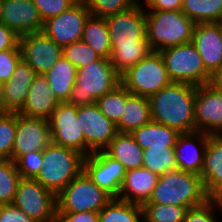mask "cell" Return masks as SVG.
Returning a JSON list of instances; mask_svg holds the SVG:
<instances>
[{"label":"cell","mask_w":222,"mask_h":222,"mask_svg":"<svg viewBox=\"0 0 222 222\" xmlns=\"http://www.w3.org/2000/svg\"><path fill=\"white\" fill-rule=\"evenodd\" d=\"M211 84L222 92V65L220 69L212 76Z\"/></svg>","instance_id":"obj_47"},{"label":"cell","mask_w":222,"mask_h":222,"mask_svg":"<svg viewBox=\"0 0 222 222\" xmlns=\"http://www.w3.org/2000/svg\"><path fill=\"white\" fill-rule=\"evenodd\" d=\"M213 199L217 203L219 212L222 214V191H220Z\"/></svg>","instance_id":"obj_49"},{"label":"cell","mask_w":222,"mask_h":222,"mask_svg":"<svg viewBox=\"0 0 222 222\" xmlns=\"http://www.w3.org/2000/svg\"><path fill=\"white\" fill-rule=\"evenodd\" d=\"M44 21L60 15L73 6L78 0H32Z\"/></svg>","instance_id":"obj_41"},{"label":"cell","mask_w":222,"mask_h":222,"mask_svg":"<svg viewBox=\"0 0 222 222\" xmlns=\"http://www.w3.org/2000/svg\"><path fill=\"white\" fill-rule=\"evenodd\" d=\"M216 23L219 25L220 30L222 32V13H221V16L219 17V19H218V21Z\"/></svg>","instance_id":"obj_50"},{"label":"cell","mask_w":222,"mask_h":222,"mask_svg":"<svg viewBox=\"0 0 222 222\" xmlns=\"http://www.w3.org/2000/svg\"><path fill=\"white\" fill-rule=\"evenodd\" d=\"M48 121L52 143L75 150L84 156L81 107H76L66 101L60 102Z\"/></svg>","instance_id":"obj_11"},{"label":"cell","mask_w":222,"mask_h":222,"mask_svg":"<svg viewBox=\"0 0 222 222\" xmlns=\"http://www.w3.org/2000/svg\"><path fill=\"white\" fill-rule=\"evenodd\" d=\"M112 198L82 171L57 195V213L99 212Z\"/></svg>","instance_id":"obj_9"},{"label":"cell","mask_w":222,"mask_h":222,"mask_svg":"<svg viewBox=\"0 0 222 222\" xmlns=\"http://www.w3.org/2000/svg\"><path fill=\"white\" fill-rule=\"evenodd\" d=\"M13 204L36 222H56L57 196L35 178L21 177Z\"/></svg>","instance_id":"obj_10"},{"label":"cell","mask_w":222,"mask_h":222,"mask_svg":"<svg viewBox=\"0 0 222 222\" xmlns=\"http://www.w3.org/2000/svg\"><path fill=\"white\" fill-rule=\"evenodd\" d=\"M143 168L158 176L178 169L174 147H150L143 150Z\"/></svg>","instance_id":"obj_32"},{"label":"cell","mask_w":222,"mask_h":222,"mask_svg":"<svg viewBox=\"0 0 222 222\" xmlns=\"http://www.w3.org/2000/svg\"><path fill=\"white\" fill-rule=\"evenodd\" d=\"M20 36L0 22V51L20 49Z\"/></svg>","instance_id":"obj_44"},{"label":"cell","mask_w":222,"mask_h":222,"mask_svg":"<svg viewBox=\"0 0 222 222\" xmlns=\"http://www.w3.org/2000/svg\"><path fill=\"white\" fill-rule=\"evenodd\" d=\"M56 222H99L98 212L57 213Z\"/></svg>","instance_id":"obj_46"},{"label":"cell","mask_w":222,"mask_h":222,"mask_svg":"<svg viewBox=\"0 0 222 222\" xmlns=\"http://www.w3.org/2000/svg\"><path fill=\"white\" fill-rule=\"evenodd\" d=\"M196 88L192 84L172 82L151 95L148 99L152 121L179 133L195 131Z\"/></svg>","instance_id":"obj_2"},{"label":"cell","mask_w":222,"mask_h":222,"mask_svg":"<svg viewBox=\"0 0 222 222\" xmlns=\"http://www.w3.org/2000/svg\"><path fill=\"white\" fill-rule=\"evenodd\" d=\"M0 222H36L13 203L0 205Z\"/></svg>","instance_id":"obj_43"},{"label":"cell","mask_w":222,"mask_h":222,"mask_svg":"<svg viewBox=\"0 0 222 222\" xmlns=\"http://www.w3.org/2000/svg\"><path fill=\"white\" fill-rule=\"evenodd\" d=\"M20 49L0 51V82L6 83L21 61Z\"/></svg>","instance_id":"obj_42"},{"label":"cell","mask_w":222,"mask_h":222,"mask_svg":"<svg viewBox=\"0 0 222 222\" xmlns=\"http://www.w3.org/2000/svg\"><path fill=\"white\" fill-rule=\"evenodd\" d=\"M63 57L74 64L77 69L102 58L82 40L63 46Z\"/></svg>","instance_id":"obj_36"},{"label":"cell","mask_w":222,"mask_h":222,"mask_svg":"<svg viewBox=\"0 0 222 222\" xmlns=\"http://www.w3.org/2000/svg\"><path fill=\"white\" fill-rule=\"evenodd\" d=\"M16 128L17 112L0 116V159L11 160Z\"/></svg>","instance_id":"obj_37"},{"label":"cell","mask_w":222,"mask_h":222,"mask_svg":"<svg viewBox=\"0 0 222 222\" xmlns=\"http://www.w3.org/2000/svg\"><path fill=\"white\" fill-rule=\"evenodd\" d=\"M208 199L200 175L176 169L158 177L146 203L170 204L189 209L202 205Z\"/></svg>","instance_id":"obj_3"},{"label":"cell","mask_w":222,"mask_h":222,"mask_svg":"<svg viewBox=\"0 0 222 222\" xmlns=\"http://www.w3.org/2000/svg\"><path fill=\"white\" fill-rule=\"evenodd\" d=\"M191 43L199 52L205 69L213 76L222 65V32L215 23L195 24Z\"/></svg>","instance_id":"obj_19"},{"label":"cell","mask_w":222,"mask_h":222,"mask_svg":"<svg viewBox=\"0 0 222 222\" xmlns=\"http://www.w3.org/2000/svg\"><path fill=\"white\" fill-rule=\"evenodd\" d=\"M200 176L209 198L222 191V134H208Z\"/></svg>","instance_id":"obj_22"},{"label":"cell","mask_w":222,"mask_h":222,"mask_svg":"<svg viewBox=\"0 0 222 222\" xmlns=\"http://www.w3.org/2000/svg\"><path fill=\"white\" fill-rule=\"evenodd\" d=\"M146 38L152 51L189 43L195 23L181 10L145 11Z\"/></svg>","instance_id":"obj_4"},{"label":"cell","mask_w":222,"mask_h":222,"mask_svg":"<svg viewBox=\"0 0 222 222\" xmlns=\"http://www.w3.org/2000/svg\"><path fill=\"white\" fill-rule=\"evenodd\" d=\"M104 151L120 161L126 171L142 167L143 149L130 133L118 132Z\"/></svg>","instance_id":"obj_25"},{"label":"cell","mask_w":222,"mask_h":222,"mask_svg":"<svg viewBox=\"0 0 222 222\" xmlns=\"http://www.w3.org/2000/svg\"><path fill=\"white\" fill-rule=\"evenodd\" d=\"M52 142L49 121L27 117L17 112V128L13 143L12 161L30 151H43Z\"/></svg>","instance_id":"obj_16"},{"label":"cell","mask_w":222,"mask_h":222,"mask_svg":"<svg viewBox=\"0 0 222 222\" xmlns=\"http://www.w3.org/2000/svg\"><path fill=\"white\" fill-rule=\"evenodd\" d=\"M36 72L21 60L10 79L3 83V102L8 112H18L24 105Z\"/></svg>","instance_id":"obj_23"},{"label":"cell","mask_w":222,"mask_h":222,"mask_svg":"<svg viewBox=\"0 0 222 222\" xmlns=\"http://www.w3.org/2000/svg\"><path fill=\"white\" fill-rule=\"evenodd\" d=\"M92 16L106 18L136 5L135 0H83Z\"/></svg>","instance_id":"obj_38"},{"label":"cell","mask_w":222,"mask_h":222,"mask_svg":"<svg viewBox=\"0 0 222 222\" xmlns=\"http://www.w3.org/2000/svg\"><path fill=\"white\" fill-rule=\"evenodd\" d=\"M159 52L172 82L195 86L211 83L212 75L205 69L199 52L191 42Z\"/></svg>","instance_id":"obj_7"},{"label":"cell","mask_w":222,"mask_h":222,"mask_svg":"<svg viewBox=\"0 0 222 222\" xmlns=\"http://www.w3.org/2000/svg\"><path fill=\"white\" fill-rule=\"evenodd\" d=\"M20 179L16 163L0 159V205L13 203Z\"/></svg>","instance_id":"obj_34"},{"label":"cell","mask_w":222,"mask_h":222,"mask_svg":"<svg viewBox=\"0 0 222 222\" xmlns=\"http://www.w3.org/2000/svg\"><path fill=\"white\" fill-rule=\"evenodd\" d=\"M15 163L21 177L36 178L44 165L43 151H30L20 156Z\"/></svg>","instance_id":"obj_39"},{"label":"cell","mask_w":222,"mask_h":222,"mask_svg":"<svg viewBox=\"0 0 222 222\" xmlns=\"http://www.w3.org/2000/svg\"><path fill=\"white\" fill-rule=\"evenodd\" d=\"M183 0H147L143 5L145 11H179Z\"/></svg>","instance_id":"obj_45"},{"label":"cell","mask_w":222,"mask_h":222,"mask_svg":"<svg viewBox=\"0 0 222 222\" xmlns=\"http://www.w3.org/2000/svg\"><path fill=\"white\" fill-rule=\"evenodd\" d=\"M121 83L110 59L101 58L77 69L76 84L67 103L76 107L95 104L96 100Z\"/></svg>","instance_id":"obj_5"},{"label":"cell","mask_w":222,"mask_h":222,"mask_svg":"<svg viewBox=\"0 0 222 222\" xmlns=\"http://www.w3.org/2000/svg\"><path fill=\"white\" fill-rule=\"evenodd\" d=\"M0 22L19 36L41 32L43 28V20L32 0H3Z\"/></svg>","instance_id":"obj_18"},{"label":"cell","mask_w":222,"mask_h":222,"mask_svg":"<svg viewBox=\"0 0 222 222\" xmlns=\"http://www.w3.org/2000/svg\"><path fill=\"white\" fill-rule=\"evenodd\" d=\"M151 121L149 99L131 94L125 101L122 116L116 124V129L119 133H131L134 129Z\"/></svg>","instance_id":"obj_26"},{"label":"cell","mask_w":222,"mask_h":222,"mask_svg":"<svg viewBox=\"0 0 222 222\" xmlns=\"http://www.w3.org/2000/svg\"><path fill=\"white\" fill-rule=\"evenodd\" d=\"M99 222H144L142 205L112 198L99 212Z\"/></svg>","instance_id":"obj_30"},{"label":"cell","mask_w":222,"mask_h":222,"mask_svg":"<svg viewBox=\"0 0 222 222\" xmlns=\"http://www.w3.org/2000/svg\"><path fill=\"white\" fill-rule=\"evenodd\" d=\"M158 177L143 167L126 171L118 199L143 205L149 200Z\"/></svg>","instance_id":"obj_24"},{"label":"cell","mask_w":222,"mask_h":222,"mask_svg":"<svg viewBox=\"0 0 222 222\" xmlns=\"http://www.w3.org/2000/svg\"><path fill=\"white\" fill-rule=\"evenodd\" d=\"M2 3H3V0H0V21H1V10H2Z\"/></svg>","instance_id":"obj_52"},{"label":"cell","mask_w":222,"mask_h":222,"mask_svg":"<svg viewBox=\"0 0 222 222\" xmlns=\"http://www.w3.org/2000/svg\"><path fill=\"white\" fill-rule=\"evenodd\" d=\"M81 40L102 58L110 59L111 41L105 18L90 15L85 22Z\"/></svg>","instance_id":"obj_29"},{"label":"cell","mask_w":222,"mask_h":222,"mask_svg":"<svg viewBox=\"0 0 222 222\" xmlns=\"http://www.w3.org/2000/svg\"><path fill=\"white\" fill-rule=\"evenodd\" d=\"M111 41L115 71L121 76L152 52L146 38V16L143 4L105 18Z\"/></svg>","instance_id":"obj_1"},{"label":"cell","mask_w":222,"mask_h":222,"mask_svg":"<svg viewBox=\"0 0 222 222\" xmlns=\"http://www.w3.org/2000/svg\"><path fill=\"white\" fill-rule=\"evenodd\" d=\"M81 121L84 127V157L104 151L118 133L116 125L96 104L81 106Z\"/></svg>","instance_id":"obj_15"},{"label":"cell","mask_w":222,"mask_h":222,"mask_svg":"<svg viewBox=\"0 0 222 222\" xmlns=\"http://www.w3.org/2000/svg\"><path fill=\"white\" fill-rule=\"evenodd\" d=\"M207 143L208 133L198 130L180 133L174 146L178 169L200 175Z\"/></svg>","instance_id":"obj_20"},{"label":"cell","mask_w":222,"mask_h":222,"mask_svg":"<svg viewBox=\"0 0 222 222\" xmlns=\"http://www.w3.org/2000/svg\"><path fill=\"white\" fill-rule=\"evenodd\" d=\"M144 150L152 147H174L179 136L176 129L156 122H149L130 133Z\"/></svg>","instance_id":"obj_27"},{"label":"cell","mask_w":222,"mask_h":222,"mask_svg":"<svg viewBox=\"0 0 222 222\" xmlns=\"http://www.w3.org/2000/svg\"><path fill=\"white\" fill-rule=\"evenodd\" d=\"M131 93L120 83L96 100L95 104L115 125L120 121L126 99Z\"/></svg>","instance_id":"obj_33"},{"label":"cell","mask_w":222,"mask_h":222,"mask_svg":"<svg viewBox=\"0 0 222 222\" xmlns=\"http://www.w3.org/2000/svg\"><path fill=\"white\" fill-rule=\"evenodd\" d=\"M194 115L195 131L222 134V92L211 83L197 86Z\"/></svg>","instance_id":"obj_17"},{"label":"cell","mask_w":222,"mask_h":222,"mask_svg":"<svg viewBox=\"0 0 222 222\" xmlns=\"http://www.w3.org/2000/svg\"><path fill=\"white\" fill-rule=\"evenodd\" d=\"M21 59L36 74L45 75L63 56V47L57 45L42 31L20 36Z\"/></svg>","instance_id":"obj_13"},{"label":"cell","mask_w":222,"mask_h":222,"mask_svg":"<svg viewBox=\"0 0 222 222\" xmlns=\"http://www.w3.org/2000/svg\"><path fill=\"white\" fill-rule=\"evenodd\" d=\"M77 67L63 56L45 74L50 88L60 102L69 98L70 92L76 84Z\"/></svg>","instance_id":"obj_28"},{"label":"cell","mask_w":222,"mask_h":222,"mask_svg":"<svg viewBox=\"0 0 222 222\" xmlns=\"http://www.w3.org/2000/svg\"><path fill=\"white\" fill-rule=\"evenodd\" d=\"M59 104L60 101L54 95L45 75L37 74L31 83L26 101L18 113L48 120Z\"/></svg>","instance_id":"obj_21"},{"label":"cell","mask_w":222,"mask_h":222,"mask_svg":"<svg viewBox=\"0 0 222 222\" xmlns=\"http://www.w3.org/2000/svg\"><path fill=\"white\" fill-rule=\"evenodd\" d=\"M84 156L79 152L50 143L43 150V167L35 178L56 196L83 171Z\"/></svg>","instance_id":"obj_6"},{"label":"cell","mask_w":222,"mask_h":222,"mask_svg":"<svg viewBox=\"0 0 222 222\" xmlns=\"http://www.w3.org/2000/svg\"><path fill=\"white\" fill-rule=\"evenodd\" d=\"M142 208L144 222H183L188 210L182 206L155 203H144Z\"/></svg>","instance_id":"obj_35"},{"label":"cell","mask_w":222,"mask_h":222,"mask_svg":"<svg viewBox=\"0 0 222 222\" xmlns=\"http://www.w3.org/2000/svg\"><path fill=\"white\" fill-rule=\"evenodd\" d=\"M218 210L217 203L209 198L202 205L189 208L183 222H221L217 219V213H220Z\"/></svg>","instance_id":"obj_40"},{"label":"cell","mask_w":222,"mask_h":222,"mask_svg":"<svg viewBox=\"0 0 222 222\" xmlns=\"http://www.w3.org/2000/svg\"><path fill=\"white\" fill-rule=\"evenodd\" d=\"M8 113L3 102V83L0 82V116Z\"/></svg>","instance_id":"obj_48"},{"label":"cell","mask_w":222,"mask_h":222,"mask_svg":"<svg viewBox=\"0 0 222 222\" xmlns=\"http://www.w3.org/2000/svg\"><path fill=\"white\" fill-rule=\"evenodd\" d=\"M136 1V3H138V4H144L147 0H135ZM141 1H143V2H141Z\"/></svg>","instance_id":"obj_51"},{"label":"cell","mask_w":222,"mask_h":222,"mask_svg":"<svg viewBox=\"0 0 222 222\" xmlns=\"http://www.w3.org/2000/svg\"><path fill=\"white\" fill-rule=\"evenodd\" d=\"M89 9L83 0H78L60 15L43 22L42 32L57 45L65 46L81 40Z\"/></svg>","instance_id":"obj_12"},{"label":"cell","mask_w":222,"mask_h":222,"mask_svg":"<svg viewBox=\"0 0 222 222\" xmlns=\"http://www.w3.org/2000/svg\"><path fill=\"white\" fill-rule=\"evenodd\" d=\"M83 171L101 189L113 198H118L126 169L122 163L109 156L105 151L91 153L84 157Z\"/></svg>","instance_id":"obj_14"},{"label":"cell","mask_w":222,"mask_h":222,"mask_svg":"<svg viewBox=\"0 0 222 222\" xmlns=\"http://www.w3.org/2000/svg\"><path fill=\"white\" fill-rule=\"evenodd\" d=\"M181 11L195 24L215 23L222 13V0H183Z\"/></svg>","instance_id":"obj_31"},{"label":"cell","mask_w":222,"mask_h":222,"mask_svg":"<svg viewBox=\"0 0 222 222\" xmlns=\"http://www.w3.org/2000/svg\"><path fill=\"white\" fill-rule=\"evenodd\" d=\"M120 78L121 84L131 94L147 98L172 83L159 51L150 52Z\"/></svg>","instance_id":"obj_8"}]
</instances>
